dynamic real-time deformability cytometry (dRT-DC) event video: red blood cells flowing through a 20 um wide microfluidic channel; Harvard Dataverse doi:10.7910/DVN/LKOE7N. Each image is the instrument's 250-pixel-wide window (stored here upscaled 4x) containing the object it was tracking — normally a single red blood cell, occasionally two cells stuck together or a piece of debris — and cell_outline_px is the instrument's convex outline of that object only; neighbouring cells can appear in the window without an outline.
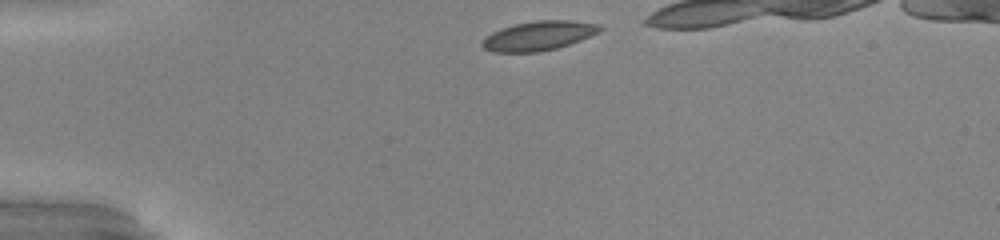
{"species": "common noctule bat (a hibernating species)", "species_latin": "Nyctalus noctula", "temperature_condition": "warm", "stored_images_in_passage": 19, "camera_frame_rate_fps": 3000, "um_per_image_px": 0.085, "animal": {"sex": "male", "body_mass_g": 20.0, "forearm_length_mm": 53.3}, "frame": {"image": 1, "passage_image": 1, "time_ms": 0.0, "image_size_px": [1000, 240], "cell_outline_px": [[604, 28], [600, 32], [580, 40], [556, 48], [540, 52], [492, 52], [484, 48], [480, 44], [480, 40], [492, 32], [500, 28], [516, 24], [536, 20], [572, 20], [600, 24]], "centroid_in_image_um": [45.78, 3.03], "position_along_channel_um": 39.2, "area_um2": 20.29}}
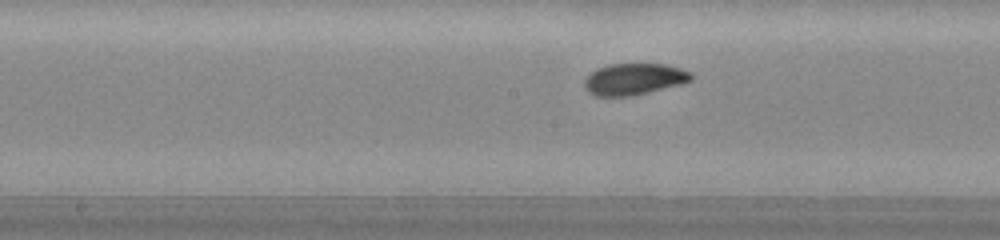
{"frame": {"image": 2, "passage_image": 16, "time_ms": 5.0, "image_size_px": [1000, 240], "cell_outline_px": [[692, 80], [680, 84], [632, 96], [596, 96], [588, 92], [584, 88], [584, 80], [596, 68], [608, 64], [664, 64], [680, 68], [688, 72], [692, 76]], "centroid_in_image_um": [53.84, 6.73], "position_along_channel_um": 194.4, "area_um2": 19.48}}